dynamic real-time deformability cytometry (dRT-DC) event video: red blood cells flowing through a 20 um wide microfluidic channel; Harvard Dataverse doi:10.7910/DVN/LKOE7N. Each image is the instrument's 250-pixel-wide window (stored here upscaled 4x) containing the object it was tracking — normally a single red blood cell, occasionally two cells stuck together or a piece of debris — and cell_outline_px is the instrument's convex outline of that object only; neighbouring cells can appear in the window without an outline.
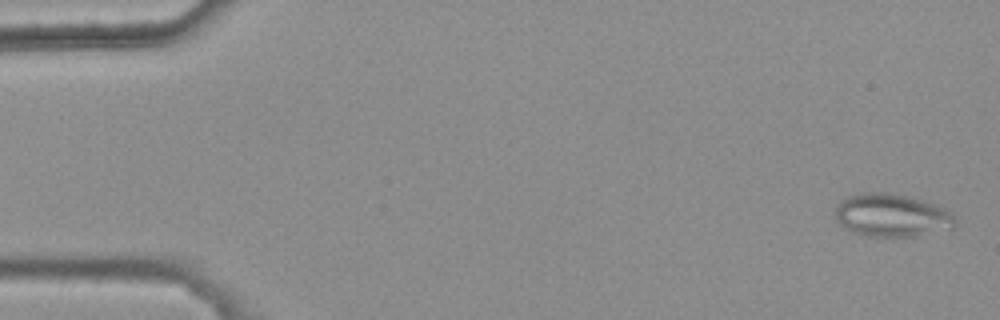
{"species": "common noctule bat (a hibernating species)", "species_latin": "Nyctalus noctula", "temperature_condition": "warm", "stored_images_in_passage": 47, "camera_frame_rate_fps": 3000, "um_per_image_px": 0.085, "animal": {"sex": "female", "body_mass_g": 25.1}, "frame": {"image": 1, "passage_image": 2, "time_ms": 0.333, "image_size_px": [1000, 320], "cell_outline_px": [[956, 224], [952, 228], [916, 236], [864, 236], [840, 224], [836, 220], [836, 208], [840, 200], [848, 196], [864, 192], [888, 192], [908, 196], [924, 200], [944, 208], [956, 220]], "centroid_in_image_um": [75.79, 18.29], "position_along_channel_um": 9.2, "area_um2": 29.82}}
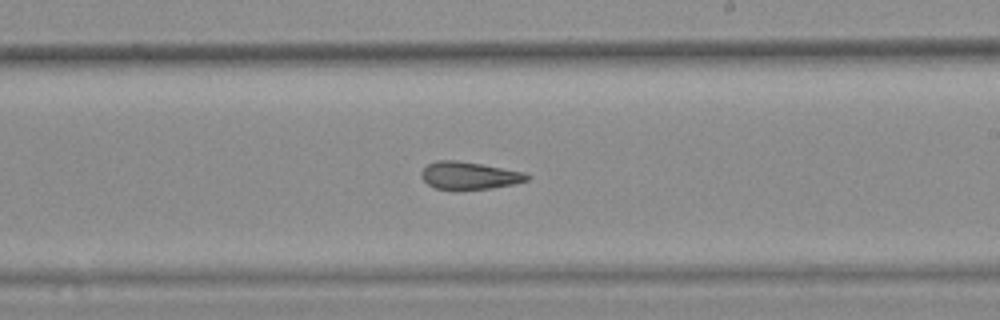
{"frame": {"image": 2, "passage_image": 32, "time_ms": 10.333, "image_size_px": [1000, 320], "cell_outline_px": [[528, 180], [512, 184], [492, 188], [456, 192], [436, 188], [428, 184], [420, 176], [420, 172], [428, 164], [436, 160], [456, 160], [480, 164], [524, 172], [528, 176]], "centroid_in_image_um": [39.82, 14.95], "position_along_channel_um": 249.2, "area_um2": 17.22}}
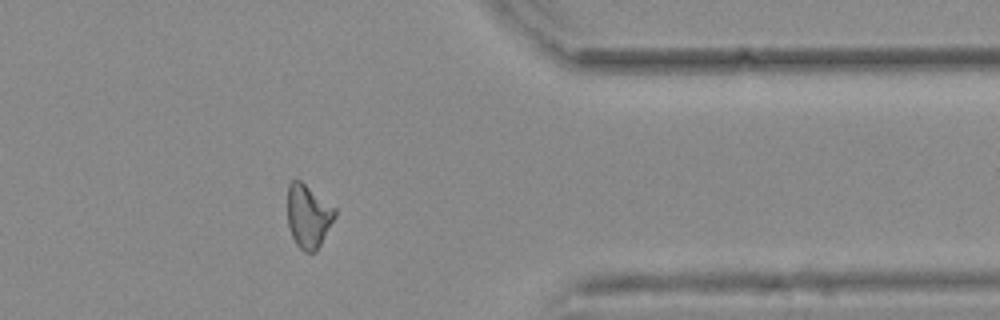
{"frame": {"image": 3, "passage_image": 44, "time_ms": 14.333, "image_size_px": [1000, 320], "cell_outline_px": [[336, 216], [316, 252], [304, 252], [296, 244], [292, 236], [288, 224], [288, 184], [292, 180], [300, 180], [336, 208]], "centroid_in_image_um": [26.21, 18.37], "position_along_channel_um": 385.2, "area_um2": 17.46}, "authors_computed_cell_mechanics": {"area_um2": 17.918, "velocity_mm_per_s": 3.7679, "shape_relaxation_time_tau1_ms": null, "shape_relaxation_time_tau2_ms": 4.2812, "deformation_change_tau1": null, "deformation_change_tau2": 0.1387}}